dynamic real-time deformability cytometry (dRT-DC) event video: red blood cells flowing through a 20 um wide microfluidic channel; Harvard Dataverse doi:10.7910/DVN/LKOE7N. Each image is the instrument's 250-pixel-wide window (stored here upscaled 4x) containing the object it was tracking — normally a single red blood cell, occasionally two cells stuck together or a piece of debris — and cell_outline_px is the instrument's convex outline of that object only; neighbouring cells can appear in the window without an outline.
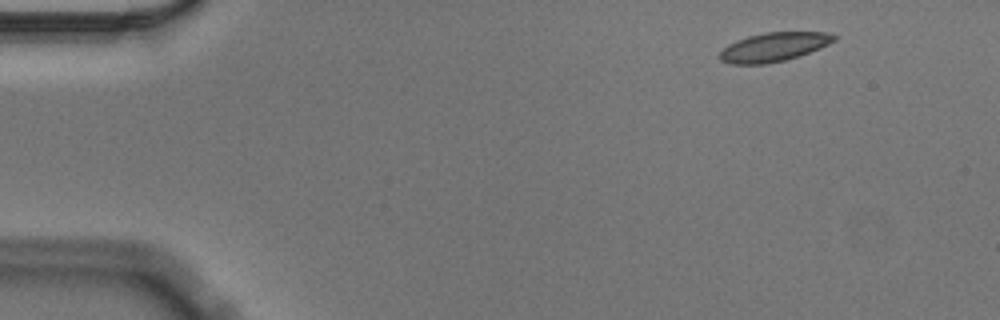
{"species": "Egyptian fruit bat (a non-hibernating species)", "species_latin": "Rousettus aegyptiacus", "temperature_condition": "cold", "stored_images_in_passage": 51, "camera_frame_rate_fps": 3000, "um_per_image_px": 0.085, "animal": {"sex": "male"}, "frame": {"image": 1, "passage_image": 1, "time_ms": 0.0, "image_size_px": [1000, 320], "cell_outline_px": [[836, 40], [820, 48], [800, 56], [768, 64], [732, 64], [720, 60], [716, 56], [728, 44], [736, 40], [748, 36], [764, 32], [824, 32], [836, 36]], "centroid_in_image_um": [65.74, 4.0], "position_along_channel_um": 19.3, "area_um2": 19.36}}
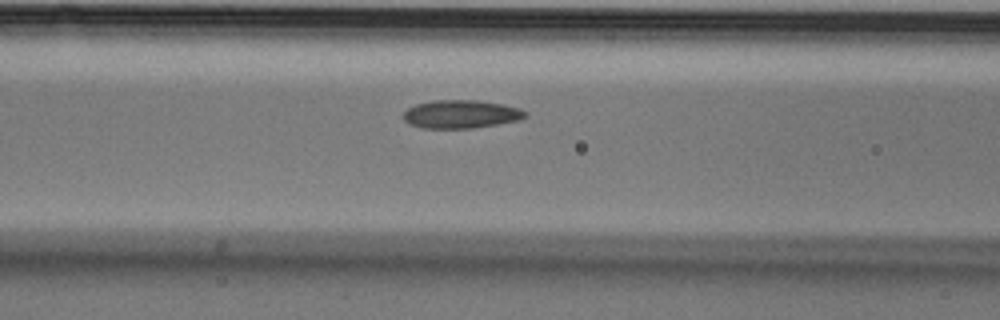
{"frame": {"image": 2, "passage_image": 18, "time_ms": 5.667, "image_size_px": [1000, 320], "cell_outline_px": [[528, 116], [520, 120], [472, 128], [420, 128], [404, 120], [404, 112], [408, 108], [416, 104], [432, 100], [476, 100], [504, 104], [520, 108], [528, 112]], "centroid_in_image_um": [39.22, 9.69], "position_along_channel_um": 127.4, "area_um2": 20.11}}
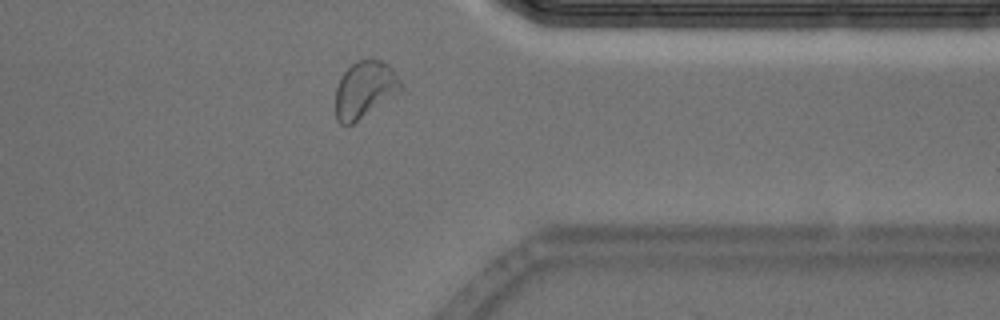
{"frame": {"image": 3, "passage_image": 40, "time_ms": 13.0, "image_size_px": [1000, 320], "cell_outline_px": [[404, 88], [400, 92], [352, 124], [340, 124], [336, 120], [336, 88], [344, 72], [352, 64], [360, 60], [380, 60], [388, 64], [396, 72], [404, 84]], "centroid_in_image_um": [31.04, 7.61], "position_along_channel_um": 380.4, "area_um2": 21.5}, "authors_computed_cell_mechanics": {"area_um2": 20.0566, "velocity_mm_per_s": 3.5375, "shape_relaxation_time_tau1_ms": null, "shape_relaxation_time_tau2_ms": 2.5738, "deformation_change_tau1": null, "deformation_change_tau2": 0.0708}}